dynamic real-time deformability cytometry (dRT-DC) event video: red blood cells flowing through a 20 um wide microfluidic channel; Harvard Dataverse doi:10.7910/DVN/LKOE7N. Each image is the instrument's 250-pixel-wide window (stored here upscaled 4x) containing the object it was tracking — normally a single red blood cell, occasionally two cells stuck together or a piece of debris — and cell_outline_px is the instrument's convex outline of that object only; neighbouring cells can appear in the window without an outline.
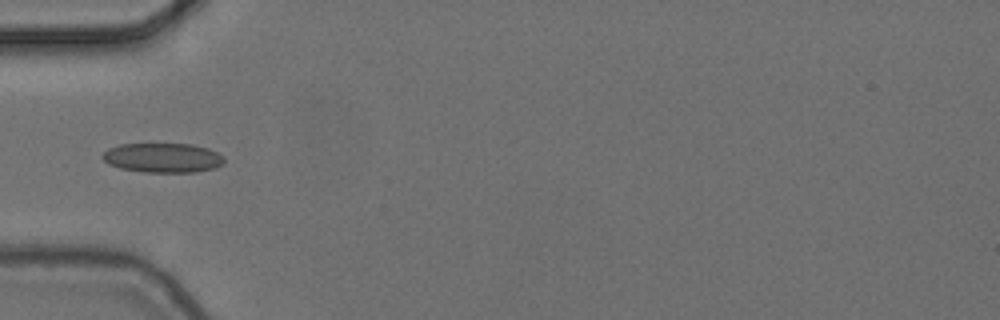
{"species": "common noctule bat (a hibernating species)", "species_latin": "Nyctalus noctula", "temperature_condition": "cold", "stored_images_in_passage": 2, "camera_frame_rate_fps": 3000, "um_per_image_px": 0.085, "animal": {"sex": "female", "body_mass_g": 24.6, "forearm_length_mm": 56.2}, "frame": {"image": 1, "passage_image": 1, "time_ms": 0.0, "image_size_px": [1000, 320], "cell_outline_px": [[224, 164], [216, 168], [196, 172], [144, 172], [120, 168], [108, 164], [100, 156], [108, 148], [120, 144], [192, 144], [208, 148], [224, 156]], "centroid_in_image_um": [13.85, 13.41], "position_along_channel_um": 71.2, "area_um2": 21.1}}
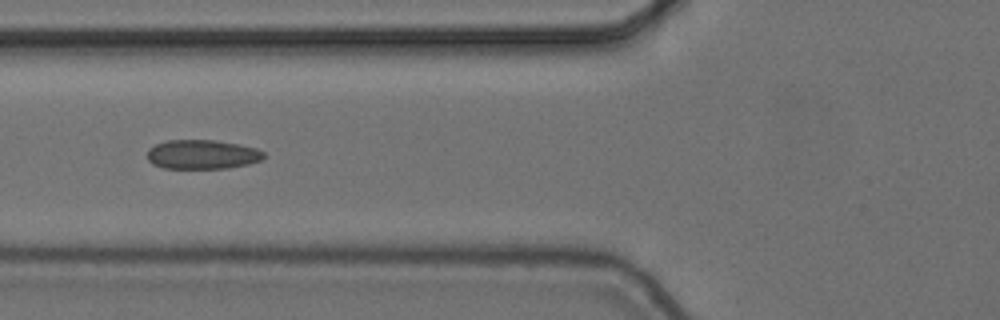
{"frame": {"image": 2, "passage_image": 2, "time_ms": 0.333, "image_size_px": [1000, 320], "cell_outline_px": [[264, 156], [260, 160], [248, 164], [228, 168], [164, 168], [152, 164], [148, 160], [148, 148], [156, 144], [168, 140], [216, 140], [240, 144], [256, 148], [264, 152]], "centroid_in_image_um": [17.18, 13.12], "position_along_channel_um": 108.6, "area_um2": 19.88}}